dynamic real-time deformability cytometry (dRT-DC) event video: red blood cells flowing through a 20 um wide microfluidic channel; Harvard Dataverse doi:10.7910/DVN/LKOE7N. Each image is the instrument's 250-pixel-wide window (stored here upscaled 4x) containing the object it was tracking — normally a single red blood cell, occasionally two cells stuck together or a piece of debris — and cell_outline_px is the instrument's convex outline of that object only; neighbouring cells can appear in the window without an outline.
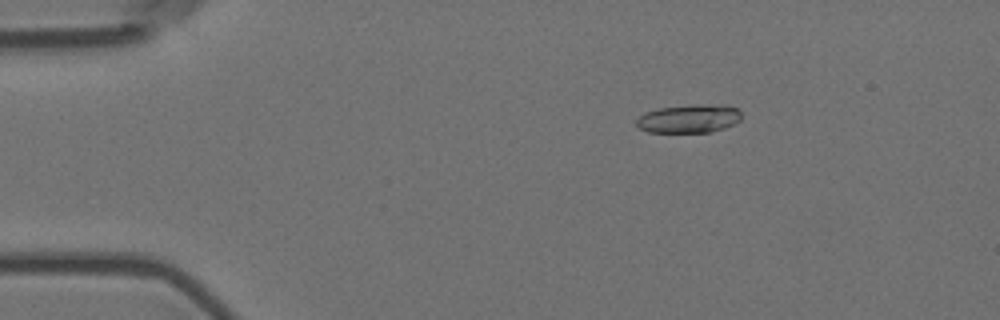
{"species": "Egyptian fruit bat (a non-hibernating species)", "species_latin": "Rousettus aegyptiacus", "temperature_condition": "room temperature", "stored_images_in_passage": 28, "camera_frame_rate_fps": 3000, "um_per_image_px": 0.085, "animal": {"sex": "female"}, "frame": {"image": 1, "passage_image": 10, "time_ms": 3.0, "image_size_px": [1000, 320], "cell_outline_px": [[740, 120], [736, 124], [712, 132], [648, 132], [640, 128], [636, 124], [636, 120], [640, 116], [648, 112], [660, 108], [696, 104], [724, 104], [736, 108], [740, 112]], "centroid_in_image_um": [58.61, 10.08], "position_along_channel_um": 26.4, "area_um2": 17.4}}
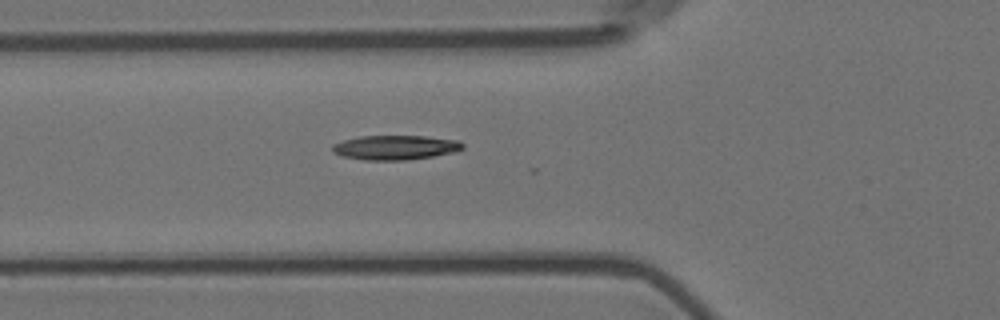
{"frame": {"image": 2, "passage_image": 21, "time_ms": 6.667, "image_size_px": [1000, 320], "cell_outline_px": [[464, 148], [456, 152], [408, 160], [364, 160], [340, 156], [332, 152], [332, 144], [344, 140], [360, 136], [428, 136], [460, 140], [464, 144]], "centroid_in_image_um": [33.62, 12.53], "position_along_channel_um": 92.2, "area_um2": 18.84}}
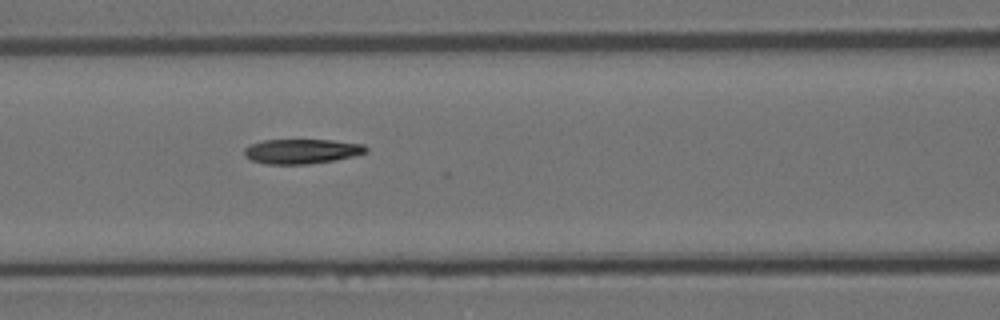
{"frame": {"image": 3, "passage_image": 25, "time_ms": 8.0, "image_size_px": [1000, 320], "cell_outline_px": [[368, 152], [336, 160], [308, 164], [264, 164], [252, 160], [244, 156], [244, 148], [252, 144], [264, 140], [332, 140], [364, 144], [368, 148]], "centroid_in_image_um": [25.66, 12.86], "position_along_channel_um": 140.9, "area_um2": 17.57}}